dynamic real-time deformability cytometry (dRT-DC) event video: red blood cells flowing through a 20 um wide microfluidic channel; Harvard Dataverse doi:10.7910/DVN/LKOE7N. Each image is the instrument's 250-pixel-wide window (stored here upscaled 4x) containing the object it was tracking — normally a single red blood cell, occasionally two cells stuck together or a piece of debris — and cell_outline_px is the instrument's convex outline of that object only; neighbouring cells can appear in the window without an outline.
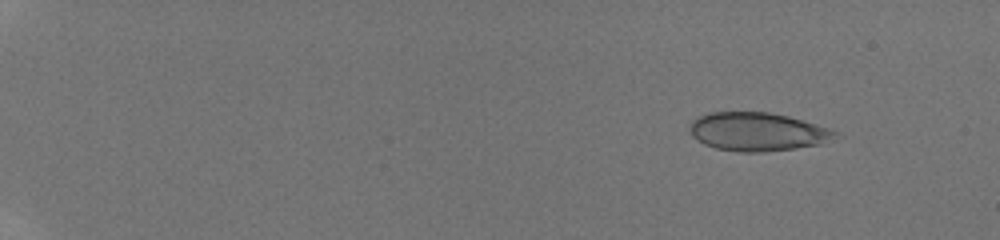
{"species": "human", "species_latin": "Homo sapiens", "temperature_condition": "room temperature", "stored_images_in_passage": 58, "camera_frame_rate_fps": 3000, "um_per_image_px": 0.085, "donor": {"sex": "male"}, "frame": {"image": 1, "passage_image": 7, "time_ms": 2.0, "image_size_px": [1000, 240], "cell_outline_px": [[844, 136], [820, 144], [796, 148], [764, 152], [736, 152], [716, 148], [704, 144], [696, 140], [692, 136], [692, 120], [696, 116], [708, 112], [768, 112], [788, 116], [832, 128], [840, 132]], "centroid_in_image_um": [64.46, 11.2], "position_along_channel_um": 20.5, "area_um2": 33.06}}
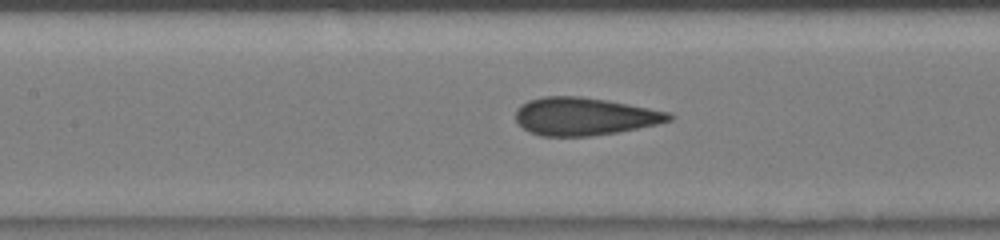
{"frame": {"image": 2, "passage_image": 29, "time_ms": 9.333, "image_size_px": [1000, 240], "cell_outline_px": [[676, 116], [672, 120], [656, 124], [616, 132], [592, 136], [540, 136], [528, 132], [516, 120], [516, 108], [520, 104], [528, 100], [544, 96], [580, 96], [628, 104], [668, 112]], "centroid_in_image_um": [49.63, 9.89], "position_along_channel_um": 157.8, "area_um2": 33.64}}
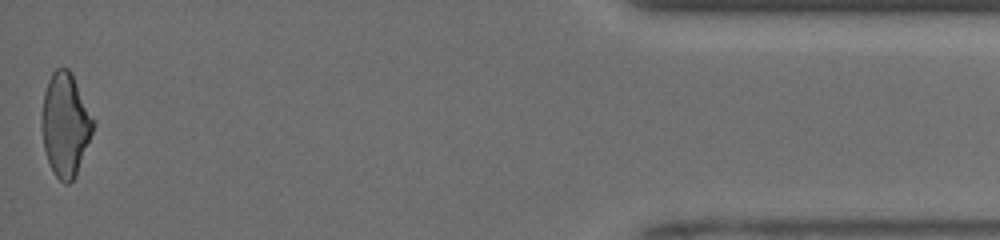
{"frame": {"image": 3, "passage_image": 57, "time_ms": 17.333, "image_size_px": [1000, 240], "cell_outline_px": [[92, 132], [76, 176], [68, 184], [64, 184], [56, 176], [48, 160], [44, 148], [40, 124], [44, 92], [48, 80], [52, 72], [56, 68], [68, 68], [72, 72], [92, 120]], "centroid_in_image_um": [5.5, 10.59], "position_along_channel_um": 429.7, "area_um2": 30.4}, "authors_computed_cell_mechanics": {"area_um2": 33.0616, "velocity_mm_per_s": 4.184, "shape_relaxation_time_tau1_ms": null, "shape_relaxation_time_tau2_ms": 1.0155, "deformation_change_tau1": null, "deformation_change_tau2": 0.0435}}